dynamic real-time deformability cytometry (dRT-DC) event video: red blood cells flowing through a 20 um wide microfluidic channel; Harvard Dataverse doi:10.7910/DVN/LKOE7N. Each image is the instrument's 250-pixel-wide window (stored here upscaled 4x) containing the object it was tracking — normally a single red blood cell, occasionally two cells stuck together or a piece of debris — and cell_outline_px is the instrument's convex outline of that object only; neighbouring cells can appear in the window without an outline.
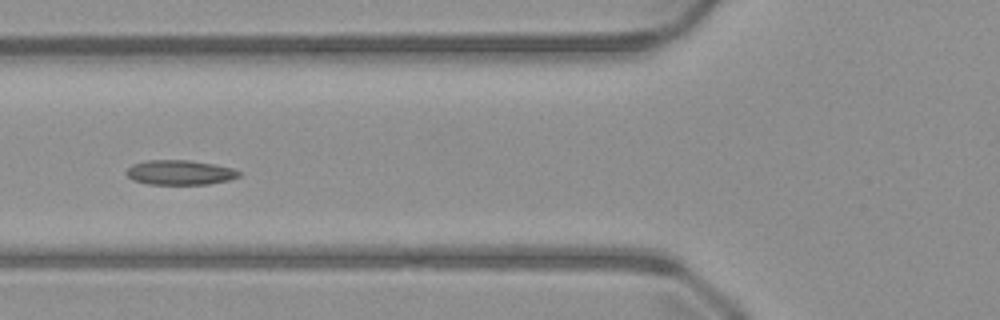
{"species": "common noctule bat (a hibernating species)", "species_latin": "Nyctalus noctula", "temperature_condition": "warm", "stored_images_in_passage": 15, "camera_frame_rate_fps": 3000, "um_per_image_px": 0.085, "animal": {"sex": "male", "body_mass_g": 23.1, "forearm_length_mm": 52.7}, "frame": {"image": 1, "passage_image": 7, "time_ms": 2.0, "image_size_px": [1000, 320], "cell_outline_px": [[240, 176], [228, 180], [208, 184], [148, 184], [132, 180], [124, 172], [132, 164], [148, 160], [188, 160], [212, 164], [232, 168], [240, 172]], "centroid_in_image_um": [15.25, 14.66], "position_along_channel_um": 110.6, "area_um2": 16.13}}
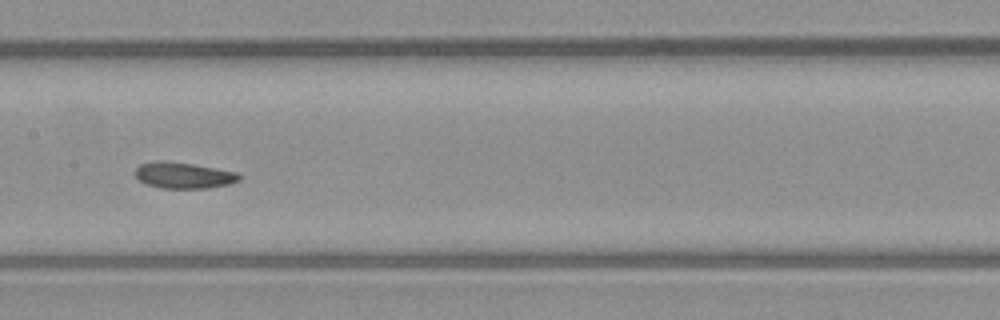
{"frame": {"image": 2, "passage_image": 13, "time_ms": 4.0, "image_size_px": [1000, 320], "cell_outline_px": [[240, 180], [228, 184], [208, 188], [160, 188], [144, 184], [132, 172], [140, 164], [160, 160], [164, 160], [192, 164], [216, 168], [236, 172], [240, 176]], "centroid_in_image_um": [15.55, 14.9], "position_along_channel_um": 191.8, "area_um2": 15.9}}